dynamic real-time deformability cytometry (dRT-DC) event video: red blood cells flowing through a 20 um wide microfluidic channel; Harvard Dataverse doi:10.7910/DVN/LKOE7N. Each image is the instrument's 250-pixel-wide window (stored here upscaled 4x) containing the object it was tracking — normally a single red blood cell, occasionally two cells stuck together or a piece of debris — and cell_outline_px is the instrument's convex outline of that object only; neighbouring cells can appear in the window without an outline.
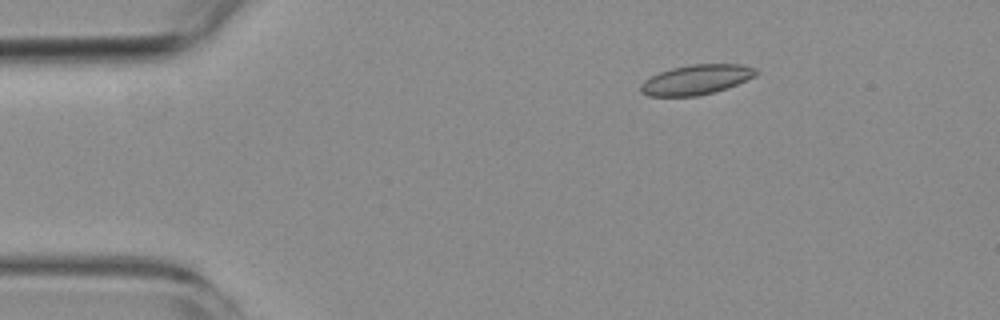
{"species": "common noctule bat (a hibernating species)", "species_latin": "Nyctalus noctula", "temperature_condition": "room temperature", "stored_images_in_passage": 4, "camera_frame_rate_fps": 3000, "um_per_image_px": 0.085, "animal": {"sex": "female", "body_mass_g": 19.3, "forearm_length_mm": 54.1}, "frame": {"image": 1, "passage_image": 1, "time_ms": 0.0, "image_size_px": [1000, 320], "cell_outline_px": [[760, 72], [756, 76], [728, 88], [696, 96], [648, 96], [640, 92], [640, 84], [644, 80], [660, 72], [672, 68], [692, 64], [744, 64], [756, 68]], "centroid_in_image_um": [59.21, 6.76], "position_along_channel_um": 25.8, "area_um2": 20.17}}